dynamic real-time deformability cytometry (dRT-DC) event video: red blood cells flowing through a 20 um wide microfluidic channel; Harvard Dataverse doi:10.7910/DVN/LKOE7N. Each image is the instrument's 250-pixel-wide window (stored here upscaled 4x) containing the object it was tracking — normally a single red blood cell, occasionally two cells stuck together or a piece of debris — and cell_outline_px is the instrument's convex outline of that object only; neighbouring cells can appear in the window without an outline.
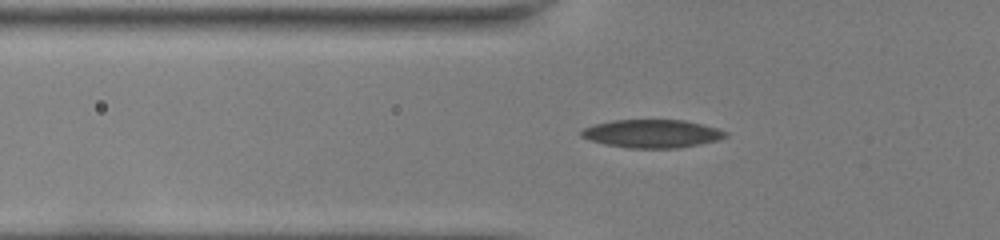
{"species": "common noctule bat (a hibernating species)", "species_latin": "Nyctalus noctula", "temperature_condition": "room temperature", "stored_images_in_passage": 53, "camera_frame_rate_fps": 3000, "um_per_image_px": 0.085, "animal": {"sex": "female", "body_mass_g": 22.0, "forearm_length_mm": 56.7}, "frame": {"image": 1, "passage_image": 20, "time_ms": 6.333, "image_size_px": [1000, 240], "cell_outline_px": [[728, 136], [716, 140], [700, 144], [680, 148], [628, 148], [604, 144], [580, 136], [580, 132], [584, 128], [596, 124], [612, 120], [684, 120], [716, 128], [728, 132]], "centroid_in_image_um": [55.43, 11.36], "position_along_channel_um": 70.4, "area_um2": 23.52}}
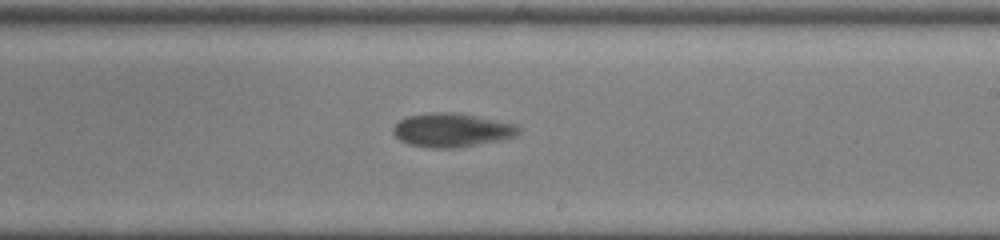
{"frame": {"image": 2, "passage_image": 34, "time_ms": 11.0, "image_size_px": [1000, 240], "cell_outline_px": [[520, 132], [516, 136], [500, 140], [456, 148], [432, 148], [408, 144], [400, 140], [392, 132], [392, 128], [400, 120], [408, 116], [432, 112], [452, 112], [476, 116], [516, 124], [520, 128]], "centroid_in_image_um": [38.4, 11.06], "position_along_channel_um": 250.6, "area_um2": 24.62}}
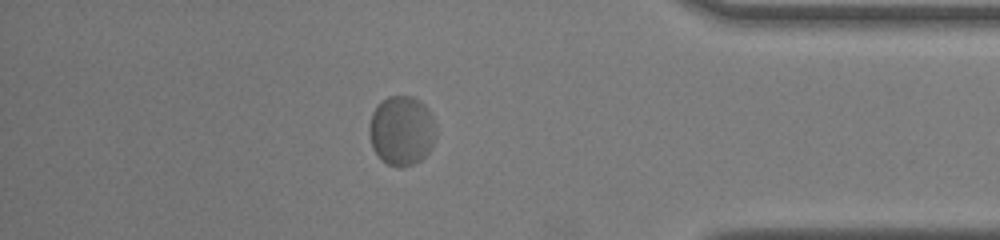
{"frame": {"image": 3, "passage_image": 47, "time_ms": 15.333, "image_size_px": [1000, 240], "cell_outline_px": [[436, 136], [428, 152], [420, 160], [412, 164], [400, 168], [388, 164], [380, 160], [372, 148], [368, 132], [368, 124], [372, 112], [388, 96], [412, 96], [420, 100], [428, 108], [436, 124]], "centroid_in_image_um": [34.13, 11.11], "position_along_channel_um": 401.1, "area_um2": 27.34}}